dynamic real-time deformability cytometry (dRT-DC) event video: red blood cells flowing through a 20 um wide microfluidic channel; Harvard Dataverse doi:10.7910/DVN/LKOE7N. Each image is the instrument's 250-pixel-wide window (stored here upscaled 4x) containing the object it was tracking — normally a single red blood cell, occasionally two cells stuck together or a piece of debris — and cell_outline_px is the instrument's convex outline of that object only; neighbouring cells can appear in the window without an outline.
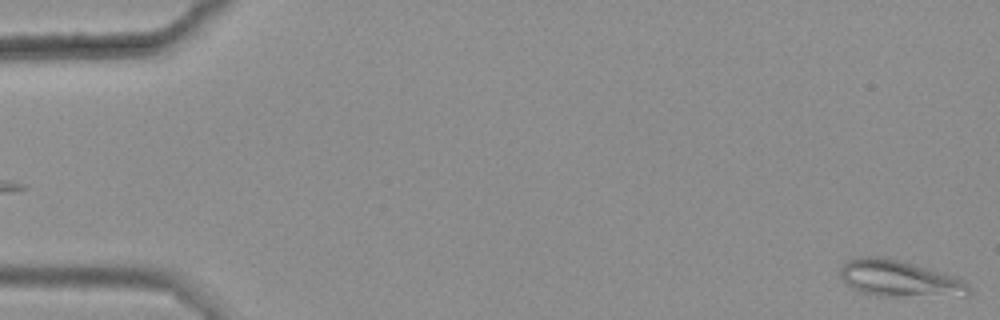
{"species": "common noctule bat (a hibernating species)", "species_latin": "Nyctalus noctula", "temperature_condition": "warm", "stored_images_in_passage": 4, "camera_frame_rate_fps": 3000, "um_per_image_px": 0.085, "animal": {"sex": "female", "body_mass_g": 25.1}, "frame": {"image": 1, "passage_image": 4, "time_ms": 1.0, "image_size_px": [1000, 320], "cell_outline_px": [[968, 296], [876, 296], [864, 292], [848, 284], [840, 276], [840, 268], [848, 260], [860, 256], [880, 256], [900, 260], [960, 276], [968, 284]], "centroid_in_image_um": [76.51, 23.67], "position_along_channel_um": 8.5, "area_um2": 27.46}}